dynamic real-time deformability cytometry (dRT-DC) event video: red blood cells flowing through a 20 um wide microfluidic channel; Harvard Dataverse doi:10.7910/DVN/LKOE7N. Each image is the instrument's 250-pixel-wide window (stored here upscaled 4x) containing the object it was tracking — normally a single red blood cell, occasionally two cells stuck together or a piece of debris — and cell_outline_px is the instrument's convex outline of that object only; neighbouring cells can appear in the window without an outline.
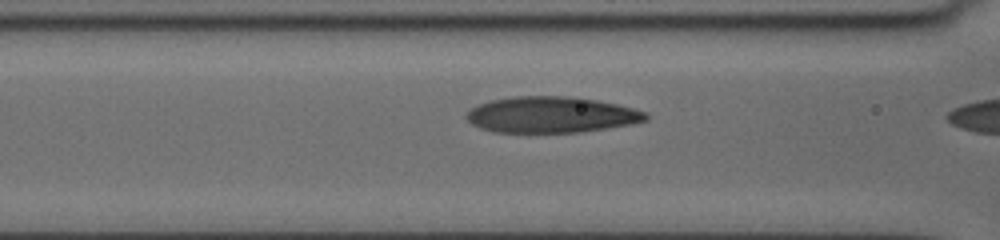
{"species": "human", "species_latin": "Homo sapiens", "temperature_condition": "cold", "stored_images_in_passage": 18, "camera_frame_rate_fps": 3000, "um_per_image_px": 0.085, "donor": {"sex": "female"}, "frame": {"image": 1, "passage_image": 17, "time_ms": 5.333, "image_size_px": [1000, 240], "cell_outline_px": [[648, 120], [632, 124], [580, 132], [496, 132], [480, 128], [472, 124], [464, 116], [476, 104], [488, 100], [512, 96], [564, 96], [596, 100], [616, 104], [648, 112]], "centroid_in_image_um": [46.83, 9.75], "position_along_channel_um": 119.8, "area_um2": 37.74}}